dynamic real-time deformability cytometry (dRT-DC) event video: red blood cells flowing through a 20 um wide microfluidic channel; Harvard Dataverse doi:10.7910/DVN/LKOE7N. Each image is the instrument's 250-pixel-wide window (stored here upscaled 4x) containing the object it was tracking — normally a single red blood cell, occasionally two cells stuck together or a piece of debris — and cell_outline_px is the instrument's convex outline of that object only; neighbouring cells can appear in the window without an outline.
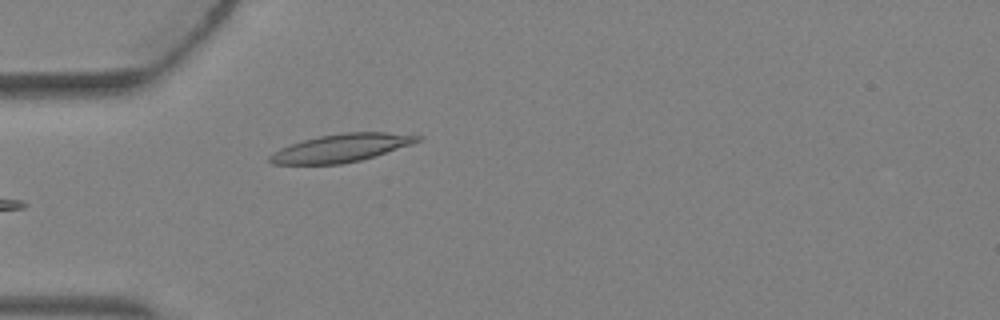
{"species": "Egyptian fruit bat (a non-hibernating species)", "species_latin": "Rousettus aegyptiacus", "temperature_condition": "warm", "stored_images_in_passage": 5, "camera_frame_rate_fps": 3000, "um_per_image_px": 0.085, "animal": {"sex": "female"}, "frame": {"image": 1, "passage_image": 5, "time_ms": 1.333, "image_size_px": [1000, 320], "cell_outline_px": [[424, 136], [420, 140], [412, 144], [360, 160], [340, 164], [272, 164], [268, 160], [268, 156], [280, 148], [304, 140], [320, 136], [344, 132], [384, 132]], "centroid_in_image_um": [28.99, 12.57], "position_along_channel_um": 56.0, "area_um2": 23.76}}